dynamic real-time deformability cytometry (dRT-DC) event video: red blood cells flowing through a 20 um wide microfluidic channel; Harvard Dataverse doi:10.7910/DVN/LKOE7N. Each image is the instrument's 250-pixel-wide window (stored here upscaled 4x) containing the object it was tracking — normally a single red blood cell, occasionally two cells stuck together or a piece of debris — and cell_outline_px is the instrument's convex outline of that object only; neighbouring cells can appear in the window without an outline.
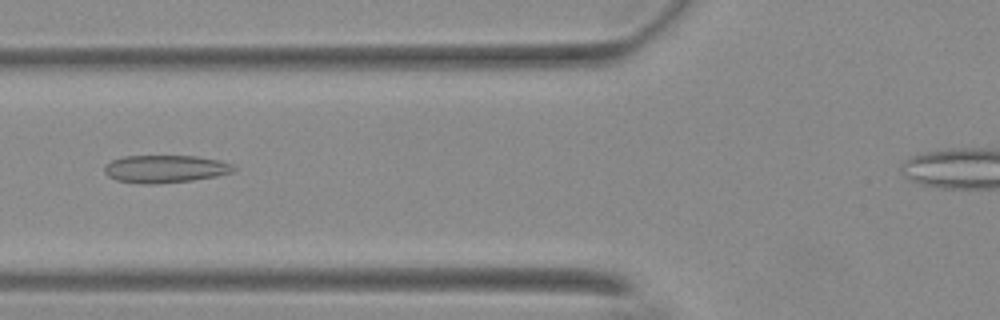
{"species": "Egyptian fruit bat (a non-hibernating species)", "species_latin": "Rousettus aegyptiacus", "temperature_condition": "warm", "stored_images_in_passage": 7, "camera_frame_rate_fps": 3000, "um_per_image_px": 0.085, "animal": {"sex": "female"}, "frame": {"image": 1, "passage_image": 4, "time_ms": 1.0, "image_size_px": [1000, 320], "cell_outline_px": [[236, 168], [232, 172], [216, 176], [192, 180], [152, 184], [144, 184], [116, 180], [108, 176], [104, 172], [104, 164], [112, 160], [124, 156], [196, 156], [220, 160], [232, 164]], "centroid_in_image_um": [14.02, 14.35], "position_along_channel_um": 111.8, "area_um2": 20.81}}
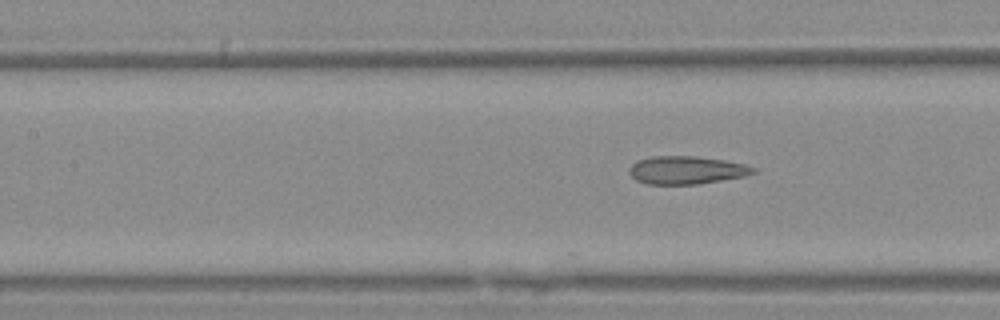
{"frame": {"image": 2, "passage_image": 7, "time_ms": 2.0, "image_size_px": [1000, 320], "cell_outline_px": [[756, 172], [744, 176], [696, 184], [648, 184], [636, 180], [628, 172], [628, 168], [636, 160], [652, 156], [696, 156], [724, 160], [744, 164], [756, 168]], "centroid_in_image_um": [58.31, 14.45], "position_along_channel_um": 149.1, "area_um2": 20.17}}